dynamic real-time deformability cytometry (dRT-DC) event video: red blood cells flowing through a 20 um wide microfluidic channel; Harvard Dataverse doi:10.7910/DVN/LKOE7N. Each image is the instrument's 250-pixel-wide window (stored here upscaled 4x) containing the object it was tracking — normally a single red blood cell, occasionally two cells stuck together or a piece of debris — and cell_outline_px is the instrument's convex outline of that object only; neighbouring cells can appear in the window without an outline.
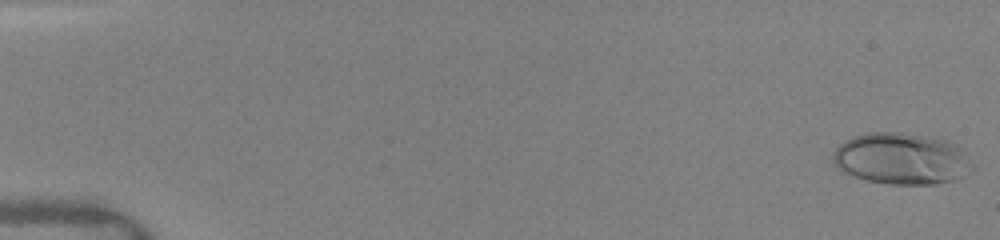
{"species": "human", "species_latin": "Homo sapiens", "temperature_condition": "warm", "stored_images_in_passage": 2, "camera_frame_rate_fps": 3000, "um_per_image_px": 0.085, "donor": {"sex": "female"}, "frame": {"image": 1, "passage_image": 1, "time_ms": 0.0, "image_size_px": [1000, 240], "cell_outline_px": [[976, 168], [972, 172], [956, 180], [936, 184], [888, 184], [868, 180], [852, 176], [844, 172], [832, 164], [832, 152], [844, 140], [852, 136], [872, 132], [896, 132], [924, 136], [944, 140], [956, 144], [964, 152]], "centroid_in_image_um": [76.63, 13.5], "position_along_channel_um": 8.4, "area_um2": 42.19}}